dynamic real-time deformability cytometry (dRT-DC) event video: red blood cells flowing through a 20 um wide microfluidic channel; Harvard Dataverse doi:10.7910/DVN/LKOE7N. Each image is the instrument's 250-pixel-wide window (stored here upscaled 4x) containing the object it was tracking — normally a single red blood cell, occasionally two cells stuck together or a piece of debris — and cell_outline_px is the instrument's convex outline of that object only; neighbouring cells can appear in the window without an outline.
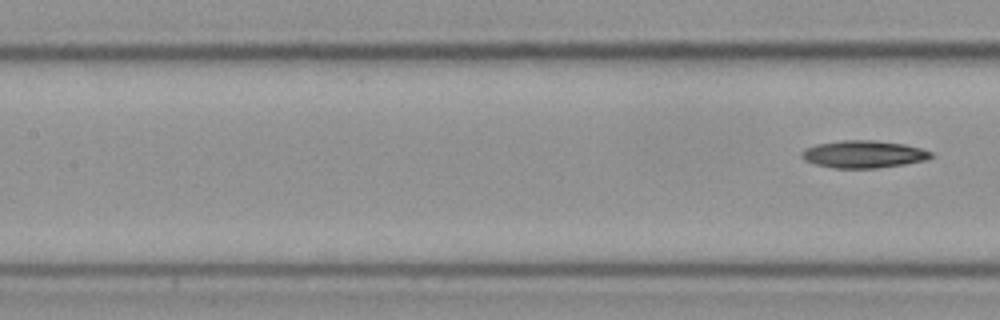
{"species": "Egyptian fruit bat (a non-hibernating species)", "species_latin": "Rousettus aegyptiacus", "temperature_condition": "cold", "stored_images_in_passage": 9, "segment_of_instrument_passage": [2, 2], "camera_frame_rate_fps": 3000, "um_per_image_px": 0.085, "frame": {"image": 1, "passage_image": 9, "time_ms": 2.667, "image_size_px": [1000, 320], "cell_outline_px": [[936, 156], [924, 160], [904, 164], [876, 168], [832, 168], [816, 164], [804, 160], [800, 156], [800, 152], [816, 144], [844, 140], [876, 140], [904, 144], [920, 148], [932, 152]], "centroid_in_image_um": [73.41, 13.11], "position_along_channel_um": 134.0, "area_um2": 20.63}}